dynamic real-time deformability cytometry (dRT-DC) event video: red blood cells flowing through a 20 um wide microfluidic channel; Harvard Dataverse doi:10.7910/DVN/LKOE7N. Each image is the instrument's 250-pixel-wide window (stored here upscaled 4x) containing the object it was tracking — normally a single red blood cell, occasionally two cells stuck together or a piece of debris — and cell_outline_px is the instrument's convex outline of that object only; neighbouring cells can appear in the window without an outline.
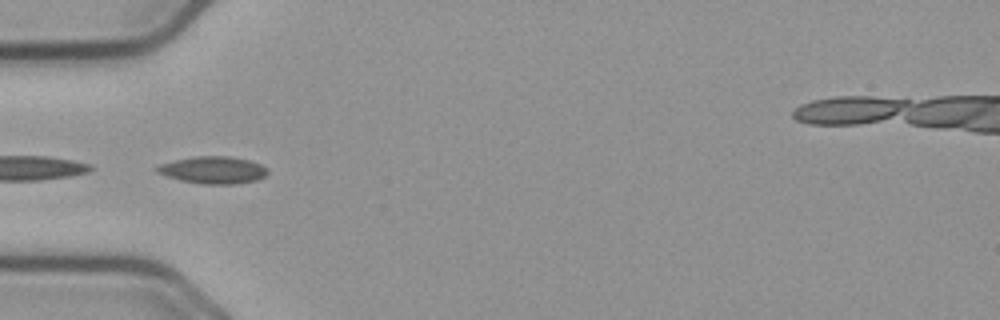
{"species": "common noctule bat (a hibernating species)", "species_latin": "Nyctalus noctula", "temperature_condition": "cold", "stored_images_in_passage": 23, "camera_frame_rate_fps": 3000, "um_per_image_px": 0.085, "animal": {"sex": "male", "body_mass_g": 23.1, "forearm_length_mm": 52.7}, "frame": {"image": 1, "passage_image": 17, "time_ms": 5.333, "image_size_px": [1000, 320], "cell_outline_px": [[268, 172], [264, 176], [256, 180], [232, 184], [204, 184], [180, 180], [156, 172], [152, 168], [160, 164], [192, 156], [228, 156], [248, 160], [260, 164], [268, 168]], "centroid_in_image_um": [18.09, 14.44], "position_along_channel_um": 66.9, "area_um2": 17.46}}
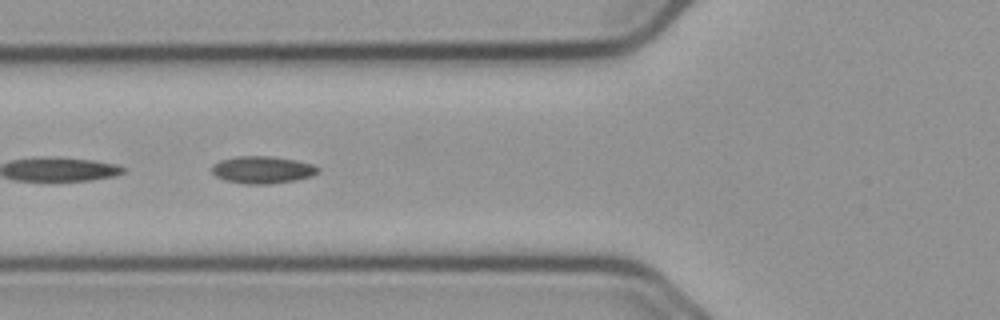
{"frame": {"image": 2, "passage_image": 20, "time_ms": 6.333, "image_size_px": [1000, 320], "cell_outline_px": [[320, 172], [312, 176], [296, 180], [272, 184], [244, 184], [224, 180], [216, 176], [212, 172], [212, 164], [220, 160], [236, 156], [272, 156], [296, 160], [312, 164], [320, 168]], "centroid_in_image_um": [22.32, 14.43], "position_along_channel_um": 103.5, "area_um2": 17.11}}